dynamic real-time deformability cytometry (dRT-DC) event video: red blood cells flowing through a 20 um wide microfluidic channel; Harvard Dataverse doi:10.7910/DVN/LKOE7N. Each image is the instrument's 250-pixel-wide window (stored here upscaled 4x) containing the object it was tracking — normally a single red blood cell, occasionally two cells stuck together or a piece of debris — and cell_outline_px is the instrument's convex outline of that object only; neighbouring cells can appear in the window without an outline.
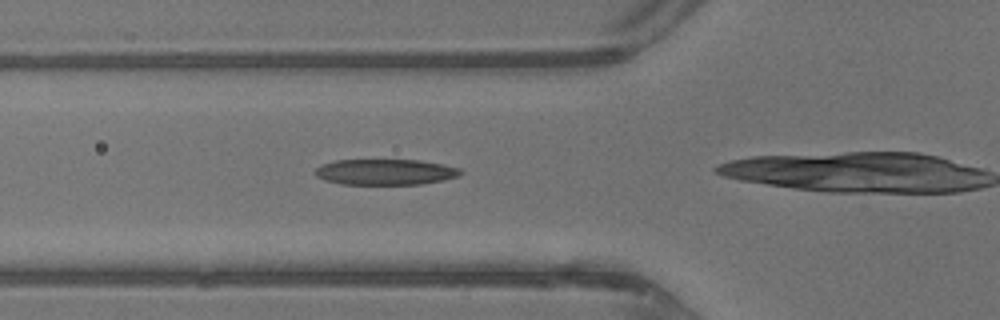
{"species": "common noctule bat (a hibernating species)", "species_latin": "Nyctalus noctula", "temperature_condition": "warm", "stored_images_in_passage": 16, "camera_frame_rate_fps": 3000, "um_per_image_px": 0.085, "animal": {"sex": "male", "body_mass_g": 13.3}, "frame": {"image": 1, "passage_image": 2, "time_ms": 0.333, "image_size_px": [1000, 320], "cell_outline_px": [[464, 172], [460, 176], [444, 180], [420, 184], [340, 184], [324, 180], [316, 176], [316, 168], [320, 164], [336, 160], [420, 160], [444, 164], [460, 168]], "centroid_in_image_um": [32.78, 14.61], "position_along_channel_um": 93.0, "area_um2": 22.02}}
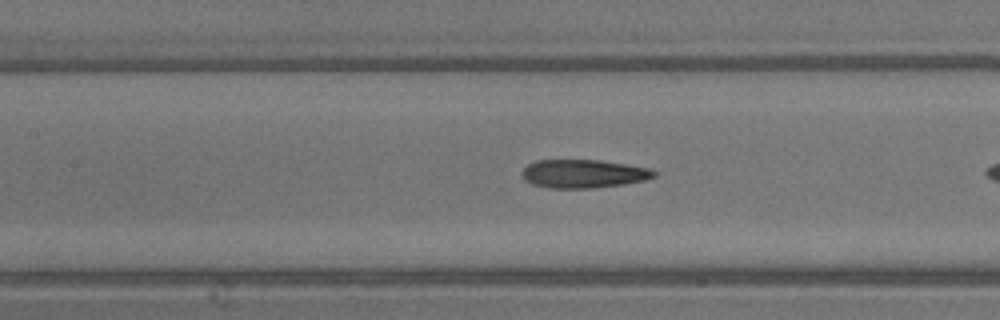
{"frame": {"image": 2, "passage_image": 6, "time_ms": 1.667, "image_size_px": [1000, 320], "cell_outline_px": [[656, 176], [644, 180], [624, 184], [592, 188], [552, 188], [532, 184], [524, 180], [520, 172], [528, 164], [536, 160], [600, 160], [628, 164], [652, 168], [656, 172]], "centroid_in_image_um": [49.6, 14.76], "position_along_channel_um": 157.8, "area_um2": 22.02}}
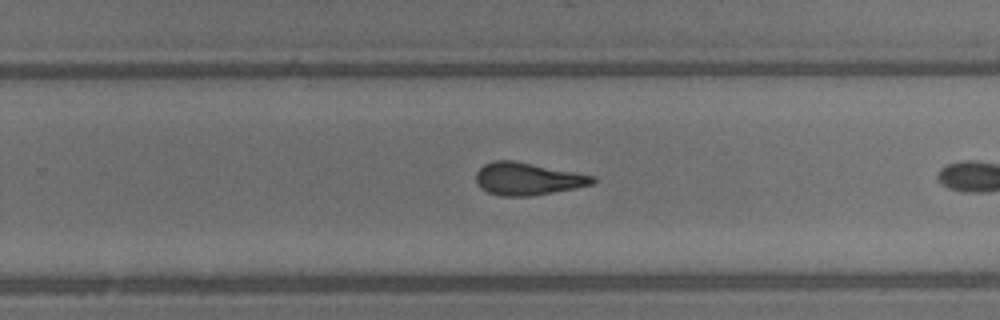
{"frame": {"image": 3, "passage_image": 14, "time_ms": 4.333, "image_size_px": [1000, 320], "cell_outline_px": [[596, 180], [592, 184], [576, 188], [528, 196], [500, 196], [488, 192], [480, 188], [476, 184], [476, 172], [484, 164], [492, 160], [512, 160], [576, 172], [596, 176]], "centroid_in_image_um": [44.82, 15.19], "position_along_channel_um": 285.0, "area_um2": 22.08}}